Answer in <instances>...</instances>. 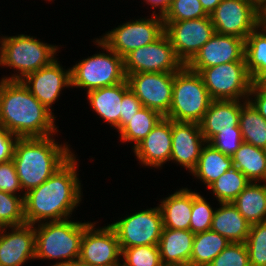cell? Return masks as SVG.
Masks as SVG:
<instances>
[{
    "mask_svg": "<svg viewBox=\"0 0 266 266\" xmlns=\"http://www.w3.org/2000/svg\"><path fill=\"white\" fill-rule=\"evenodd\" d=\"M250 183L246 176L237 168L224 172L208 188L213 191L219 203L232 202Z\"/></svg>",
    "mask_w": 266,
    "mask_h": 266,
    "instance_id": "obj_33",
    "label": "cell"
},
{
    "mask_svg": "<svg viewBox=\"0 0 266 266\" xmlns=\"http://www.w3.org/2000/svg\"><path fill=\"white\" fill-rule=\"evenodd\" d=\"M229 244L224 236L211 229L195 234L190 266H208Z\"/></svg>",
    "mask_w": 266,
    "mask_h": 266,
    "instance_id": "obj_29",
    "label": "cell"
},
{
    "mask_svg": "<svg viewBox=\"0 0 266 266\" xmlns=\"http://www.w3.org/2000/svg\"><path fill=\"white\" fill-rule=\"evenodd\" d=\"M51 136L16 141L12 160L25 193L44 183L73 155L69 145H60Z\"/></svg>",
    "mask_w": 266,
    "mask_h": 266,
    "instance_id": "obj_3",
    "label": "cell"
},
{
    "mask_svg": "<svg viewBox=\"0 0 266 266\" xmlns=\"http://www.w3.org/2000/svg\"><path fill=\"white\" fill-rule=\"evenodd\" d=\"M0 190L13 195L22 191L13 160L0 163Z\"/></svg>",
    "mask_w": 266,
    "mask_h": 266,
    "instance_id": "obj_41",
    "label": "cell"
},
{
    "mask_svg": "<svg viewBox=\"0 0 266 266\" xmlns=\"http://www.w3.org/2000/svg\"><path fill=\"white\" fill-rule=\"evenodd\" d=\"M209 16L215 33L244 40L258 26V9L249 0H222Z\"/></svg>",
    "mask_w": 266,
    "mask_h": 266,
    "instance_id": "obj_14",
    "label": "cell"
},
{
    "mask_svg": "<svg viewBox=\"0 0 266 266\" xmlns=\"http://www.w3.org/2000/svg\"><path fill=\"white\" fill-rule=\"evenodd\" d=\"M24 195H13L0 190V227L26 224L24 219Z\"/></svg>",
    "mask_w": 266,
    "mask_h": 266,
    "instance_id": "obj_34",
    "label": "cell"
},
{
    "mask_svg": "<svg viewBox=\"0 0 266 266\" xmlns=\"http://www.w3.org/2000/svg\"><path fill=\"white\" fill-rule=\"evenodd\" d=\"M193 192L182 188L161 201L163 228L190 230Z\"/></svg>",
    "mask_w": 266,
    "mask_h": 266,
    "instance_id": "obj_24",
    "label": "cell"
},
{
    "mask_svg": "<svg viewBox=\"0 0 266 266\" xmlns=\"http://www.w3.org/2000/svg\"><path fill=\"white\" fill-rule=\"evenodd\" d=\"M258 28L245 39V60L253 83L266 73V31Z\"/></svg>",
    "mask_w": 266,
    "mask_h": 266,
    "instance_id": "obj_32",
    "label": "cell"
},
{
    "mask_svg": "<svg viewBox=\"0 0 266 266\" xmlns=\"http://www.w3.org/2000/svg\"><path fill=\"white\" fill-rule=\"evenodd\" d=\"M136 19L113 28L100 38L112 51L124 58L131 51L153 43L164 33L162 15Z\"/></svg>",
    "mask_w": 266,
    "mask_h": 266,
    "instance_id": "obj_9",
    "label": "cell"
},
{
    "mask_svg": "<svg viewBox=\"0 0 266 266\" xmlns=\"http://www.w3.org/2000/svg\"><path fill=\"white\" fill-rule=\"evenodd\" d=\"M109 225L115 230L121 249L158 245L163 230L159 207L135 212Z\"/></svg>",
    "mask_w": 266,
    "mask_h": 266,
    "instance_id": "obj_11",
    "label": "cell"
},
{
    "mask_svg": "<svg viewBox=\"0 0 266 266\" xmlns=\"http://www.w3.org/2000/svg\"><path fill=\"white\" fill-rule=\"evenodd\" d=\"M209 16L199 0H171L162 15L163 21H182Z\"/></svg>",
    "mask_w": 266,
    "mask_h": 266,
    "instance_id": "obj_37",
    "label": "cell"
},
{
    "mask_svg": "<svg viewBox=\"0 0 266 266\" xmlns=\"http://www.w3.org/2000/svg\"><path fill=\"white\" fill-rule=\"evenodd\" d=\"M157 111L147 107L140 108L129 122L119 131L120 140L124 142H135L133 148L141 142L163 118Z\"/></svg>",
    "mask_w": 266,
    "mask_h": 266,
    "instance_id": "obj_31",
    "label": "cell"
},
{
    "mask_svg": "<svg viewBox=\"0 0 266 266\" xmlns=\"http://www.w3.org/2000/svg\"><path fill=\"white\" fill-rule=\"evenodd\" d=\"M0 43H2V38L0 39ZM1 47H2V46L0 45V52H1Z\"/></svg>",
    "mask_w": 266,
    "mask_h": 266,
    "instance_id": "obj_51",
    "label": "cell"
},
{
    "mask_svg": "<svg viewBox=\"0 0 266 266\" xmlns=\"http://www.w3.org/2000/svg\"><path fill=\"white\" fill-rule=\"evenodd\" d=\"M232 167L233 162L231 156L223 154L221 151L206 142L202 148L197 165L191 173L197 179H200L206 187H209L224 172Z\"/></svg>",
    "mask_w": 266,
    "mask_h": 266,
    "instance_id": "obj_26",
    "label": "cell"
},
{
    "mask_svg": "<svg viewBox=\"0 0 266 266\" xmlns=\"http://www.w3.org/2000/svg\"><path fill=\"white\" fill-rule=\"evenodd\" d=\"M90 224L65 219L41 222L38 228L34 225L35 259L61 260L52 266H63L78 260L84 231Z\"/></svg>",
    "mask_w": 266,
    "mask_h": 266,
    "instance_id": "obj_4",
    "label": "cell"
},
{
    "mask_svg": "<svg viewBox=\"0 0 266 266\" xmlns=\"http://www.w3.org/2000/svg\"><path fill=\"white\" fill-rule=\"evenodd\" d=\"M126 76L130 90L142 106L166 117L172 103L174 73L141 72Z\"/></svg>",
    "mask_w": 266,
    "mask_h": 266,
    "instance_id": "obj_13",
    "label": "cell"
},
{
    "mask_svg": "<svg viewBox=\"0 0 266 266\" xmlns=\"http://www.w3.org/2000/svg\"><path fill=\"white\" fill-rule=\"evenodd\" d=\"M147 4H151L154 9L160 8L159 15H163L165 11L169 8L171 0H145Z\"/></svg>",
    "mask_w": 266,
    "mask_h": 266,
    "instance_id": "obj_45",
    "label": "cell"
},
{
    "mask_svg": "<svg viewBox=\"0 0 266 266\" xmlns=\"http://www.w3.org/2000/svg\"><path fill=\"white\" fill-rule=\"evenodd\" d=\"M257 9H259L266 0H249Z\"/></svg>",
    "mask_w": 266,
    "mask_h": 266,
    "instance_id": "obj_50",
    "label": "cell"
},
{
    "mask_svg": "<svg viewBox=\"0 0 266 266\" xmlns=\"http://www.w3.org/2000/svg\"><path fill=\"white\" fill-rule=\"evenodd\" d=\"M245 60V40L236 36L215 33L186 64L199 72L212 66Z\"/></svg>",
    "mask_w": 266,
    "mask_h": 266,
    "instance_id": "obj_16",
    "label": "cell"
},
{
    "mask_svg": "<svg viewBox=\"0 0 266 266\" xmlns=\"http://www.w3.org/2000/svg\"><path fill=\"white\" fill-rule=\"evenodd\" d=\"M241 100H212L199 126L204 139L209 142L220 131H233L239 127Z\"/></svg>",
    "mask_w": 266,
    "mask_h": 266,
    "instance_id": "obj_21",
    "label": "cell"
},
{
    "mask_svg": "<svg viewBox=\"0 0 266 266\" xmlns=\"http://www.w3.org/2000/svg\"><path fill=\"white\" fill-rule=\"evenodd\" d=\"M231 157L250 182H266V149L243 142Z\"/></svg>",
    "mask_w": 266,
    "mask_h": 266,
    "instance_id": "obj_28",
    "label": "cell"
},
{
    "mask_svg": "<svg viewBox=\"0 0 266 266\" xmlns=\"http://www.w3.org/2000/svg\"><path fill=\"white\" fill-rule=\"evenodd\" d=\"M215 209L211 230L224 236L230 243H245L251 224L240 214L232 202Z\"/></svg>",
    "mask_w": 266,
    "mask_h": 266,
    "instance_id": "obj_25",
    "label": "cell"
},
{
    "mask_svg": "<svg viewBox=\"0 0 266 266\" xmlns=\"http://www.w3.org/2000/svg\"><path fill=\"white\" fill-rule=\"evenodd\" d=\"M1 46L0 65L14 68L19 73L2 78L9 81H21L30 73L49 65L56 59L58 50L56 45L43 43L24 34L3 36Z\"/></svg>",
    "mask_w": 266,
    "mask_h": 266,
    "instance_id": "obj_5",
    "label": "cell"
},
{
    "mask_svg": "<svg viewBox=\"0 0 266 266\" xmlns=\"http://www.w3.org/2000/svg\"><path fill=\"white\" fill-rule=\"evenodd\" d=\"M94 226L91 223L84 231L79 260L95 266H121L122 250L115 230L110 225Z\"/></svg>",
    "mask_w": 266,
    "mask_h": 266,
    "instance_id": "obj_15",
    "label": "cell"
},
{
    "mask_svg": "<svg viewBox=\"0 0 266 266\" xmlns=\"http://www.w3.org/2000/svg\"><path fill=\"white\" fill-rule=\"evenodd\" d=\"M18 137L0 126V163L11 161Z\"/></svg>",
    "mask_w": 266,
    "mask_h": 266,
    "instance_id": "obj_43",
    "label": "cell"
},
{
    "mask_svg": "<svg viewBox=\"0 0 266 266\" xmlns=\"http://www.w3.org/2000/svg\"><path fill=\"white\" fill-rule=\"evenodd\" d=\"M232 203L251 225L266 222V182H250Z\"/></svg>",
    "mask_w": 266,
    "mask_h": 266,
    "instance_id": "obj_27",
    "label": "cell"
},
{
    "mask_svg": "<svg viewBox=\"0 0 266 266\" xmlns=\"http://www.w3.org/2000/svg\"><path fill=\"white\" fill-rule=\"evenodd\" d=\"M6 228L12 232L7 234ZM35 248L34 225L0 227V266H21L35 259Z\"/></svg>",
    "mask_w": 266,
    "mask_h": 266,
    "instance_id": "obj_19",
    "label": "cell"
},
{
    "mask_svg": "<svg viewBox=\"0 0 266 266\" xmlns=\"http://www.w3.org/2000/svg\"><path fill=\"white\" fill-rule=\"evenodd\" d=\"M129 89L127 80L119 84L87 92L93 110L119 132L123 94Z\"/></svg>",
    "mask_w": 266,
    "mask_h": 266,
    "instance_id": "obj_23",
    "label": "cell"
},
{
    "mask_svg": "<svg viewBox=\"0 0 266 266\" xmlns=\"http://www.w3.org/2000/svg\"><path fill=\"white\" fill-rule=\"evenodd\" d=\"M211 102L199 73L184 65L174 73L172 103L166 118L199 123Z\"/></svg>",
    "mask_w": 266,
    "mask_h": 266,
    "instance_id": "obj_6",
    "label": "cell"
},
{
    "mask_svg": "<svg viewBox=\"0 0 266 266\" xmlns=\"http://www.w3.org/2000/svg\"><path fill=\"white\" fill-rule=\"evenodd\" d=\"M258 27L266 31V2L258 9Z\"/></svg>",
    "mask_w": 266,
    "mask_h": 266,
    "instance_id": "obj_47",
    "label": "cell"
},
{
    "mask_svg": "<svg viewBox=\"0 0 266 266\" xmlns=\"http://www.w3.org/2000/svg\"><path fill=\"white\" fill-rule=\"evenodd\" d=\"M194 236L190 230L163 228L158 243L163 266H190Z\"/></svg>",
    "mask_w": 266,
    "mask_h": 266,
    "instance_id": "obj_22",
    "label": "cell"
},
{
    "mask_svg": "<svg viewBox=\"0 0 266 266\" xmlns=\"http://www.w3.org/2000/svg\"><path fill=\"white\" fill-rule=\"evenodd\" d=\"M54 121L22 81H0V126L18 138L46 137L58 131Z\"/></svg>",
    "mask_w": 266,
    "mask_h": 266,
    "instance_id": "obj_2",
    "label": "cell"
},
{
    "mask_svg": "<svg viewBox=\"0 0 266 266\" xmlns=\"http://www.w3.org/2000/svg\"><path fill=\"white\" fill-rule=\"evenodd\" d=\"M177 57L186 65L215 34L210 16L182 21H163Z\"/></svg>",
    "mask_w": 266,
    "mask_h": 266,
    "instance_id": "obj_12",
    "label": "cell"
},
{
    "mask_svg": "<svg viewBox=\"0 0 266 266\" xmlns=\"http://www.w3.org/2000/svg\"><path fill=\"white\" fill-rule=\"evenodd\" d=\"M208 143L223 154L232 156L243 143L241 130L234 127L233 131H220Z\"/></svg>",
    "mask_w": 266,
    "mask_h": 266,
    "instance_id": "obj_40",
    "label": "cell"
},
{
    "mask_svg": "<svg viewBox=\"0 0 266 266\" xmlns=\"http://www.w3.org/2000/svg\"><path fill=\"white\" fill-rule=\"evenodd\" d=\"M63 266H95V265H91V264H87V263H84L82 261H80L79 259L78 260H74L70 263H67Z\"/></svg>",
    "mask_w": 266,
    "mask_h": 266,
    "instance_id": "obj_49",
    "label": "cell"
},
{
    "mask_svg": "<svg viewBox=\"0 0 266 266\" xmlns=\"http://www.w3.org/2000/svg\"><path fill=\"white\" fill-rule=\"evenodd\" d=\"M212 100H248L253 81L246 61H233L199 72Z\"/></svg>",
    "mask_w": 266,
    "mask_h": 266,
    "instance_id": "obj_8",
    "label": "cell"
},
{
    "mask_svg": "<svg viewBox=\"0 0 266 266\" xmlns=\"http://www.w3.org/2000/svg\"><path fill=\"white\" fill-rule=\"evenodd\" d=\"M184 66L164 32L157 40L139 47L124 57L126 74L141 72L176 73Z\"/></svg>",
    "mask_w": 266,
    "mask_h": 266,
    "instance_id": "obj_10",
    "label": "cell"
},
{
    "mask_svg": "<svg viewBox=\"0 0 266 266\" xmlns=\"http://www.w3.org/2000/svg\"><path fill=\"white\" fill-rule=\"evenodd\" d=\"M95 43L108 54L99 52L73 65L70 68L71 87H83L89 92L126 81L124 58L112 51L101 39L97 38Z\"/></svg>",
    "mask_w": 266,
    "mask_h": 266,
    "instance_id": "obj_7",
    "label": "cell"
},
{
    "mask_svg": "<svg viewBox=\"0 0 266 266\" xmlns=\"http://www.w3.org/2000/svg\"><path fill=\"white\" fill-rule=\"evenodd\" d=\"M204 11L210 15L222 0H199Z\"/></svg>",
    "mask_w": 266,
    "mask_h": 266,
    "instance_id": "obj_46",
    "label": "cell"
},
{
    "mask_svg": "<svg viewBox=\"0 0 266 266\" xmlns=\"http://www.w3.org/2000/svg\"><path fill=\"white\" fill-rule=\"evenodd\" d=\"M77 165L73 154L44 183L23 193L26 224L69 219L71 212L81 202Z\"/></svg>",
    "mask_w": 266,
    "mask_h": 266,
    "instance_id": "obj_1",
    "label": "cell"
},
{
    "mask_svg": "<svg viewBox=\"0 0 266 266\" xmlns=\"http://www.w3.org/2000/svg\"><path fill=\"white\" fill-rule=\"evenodd\" d=\"M171 148L172 120L163 117L152 131L132 149L142 164L158 169L170 160Z\"/></svg>",
    "mask_w": 266,
    "mask_h": 266,
    "instance_id": "obj_20",
    "label": "cell"
},
{
    "mask_svg": "<svg viewBox=\"0 0 266 266\" xmlns=\"http://www.w3.org/2000/svg\"><path fill=\"white\" fill-rule=\"evenodd\" d=\"M239 128L243 142L266 149V119L249 101L241 107Z\"/></svg>",
    "mask_w": 266,
    "mask_h": 266,
    "instance_id": "obj_30",
    "label": "cell"
},
{
    "mask_svg": "<svg viewBox=\"0 0 266 266\" xmlns=\"http://www.w3.org/2000/svg\"><path fill=\"white\" fill-rule=\"evenodd\" d=\"M254 84L263 92L266 93V73L261 75Z\"/></svg>",
    "mask_w": 266,
    "mask_h": 266,
    "instance_id": "obj_48",
    "label": "cell"
},
{
    "mask_svg": "<svg viewBox=\"0 0 266 266\" xmlns=\"http://www.w3.org/2000/svg\"><path fill=\"white\" fill-rule=\"evenodd\" d=\"M208 266H250L245 243H230Z\"/></svg>",
    "mask_w": 266,
    "mask_h": 266,
    "instance_id": "obj_39",
    "label": "cell"
},
{
    "mask_svg": "<svg viewBox=\"0 0 266 266\" xmlns=\"http://www.w3.org/2000/svg\"><path fill=\"white\" fill-rule=\"evenodd\" d=\"M121 266H163L158 245L134 246L121 249Z\"/></svg>",
    "mask_w": 266,
    "mask_h": 266,
    "instance_id": "obj_36",
    "label": "cell"
},
{
    "mask_svg": "<svg viewBox=\"0 0 266 266\" xmlns=\"http://www.w3.org/2000/svg\"><path fill=\"white\" fill-rule=\"evenodd\" d=\"M245 245L250 266H266V222L251 225Z\"/></svg>",
    "mask_w": 266,
    "mask_h": 266,
    "instance_id": "obj_35",
    "label": "cell"
},
{
    "mask_svg": "<svg viewBox=\"0 0 266 266\" xmlns=\"http://www.w3.org/2000/svg\"><path fill=\"white\" fill-rule=\"evenodd\" d=\"M206 142L199 123L172 120L170 161H176L191 172L196 167Z\"/></svg>",
    "mask_w": 266,
    "mask_h": 266,
    "instance_id": "obj_18",
    "label": "cell"
},
{
    "mask_svg": "<svg viewBox=\"0 0 266 266\" xmlns=\"http://www.w3.org/2000/svg\"><path fill=\"white\" fill-rule=\"evenodd\" d=\"M121 104L119 131L129 122V119L143 107L141 101L130 88L123 94Z\"/></svg>",
    "mask_w": 266,
    "mask_h": 266,
    "instance_id": "obj_42",
    "label": "cell"
},
{
    "mask_svg": "<svg viewBox=\"0 0 266 266\" xmlns=\"http://www.w3.org/2000/svg\"><path fill=\"white\" fill-rule=\"evenodd\" d=\"M248 101L266 119V93H263L254 83L249 93ZM254 100H253V98ZM251 98V99H250Z\"/></svg>",
    "mask_w": 266,
    "mask_h": 266,
    "instance_id": "obj_44",
    "label": "cell"
},
{
    "mask_svg": "<svg viewBox=\"0 0 266 266\" xmlns=\"http://www.w3.org/2000/svg\"><path fill=\"white\" fill-rule=\"evenodd\" d=\"M53 60L49 65L30 73L23 80L29 91L49 110L60 96L64 87H71L70 69L64 70Z\"/></svg>",
    "mask_w": 266,
    "mask_h": 266,
    "instance_id": "obj_17",
    "label": "cell"
},
{
    "mask_svg": "<svg viewBox=\"0 0 266 266\" xmlns=\"http://www.w3.org/2000/svg\"><path fill=\"white\" fill-rule=\"evenodd\" d=\"M204 197L197 192H193L192 214L190 221V231L194 234L205 232L211 229L215 210L206 202Z\"/></svg>",
    "mask_w": 266,
    "mask_h": 266,
    "instance_id": "obj_38",
    "label": "cell"
}]
</instances>
